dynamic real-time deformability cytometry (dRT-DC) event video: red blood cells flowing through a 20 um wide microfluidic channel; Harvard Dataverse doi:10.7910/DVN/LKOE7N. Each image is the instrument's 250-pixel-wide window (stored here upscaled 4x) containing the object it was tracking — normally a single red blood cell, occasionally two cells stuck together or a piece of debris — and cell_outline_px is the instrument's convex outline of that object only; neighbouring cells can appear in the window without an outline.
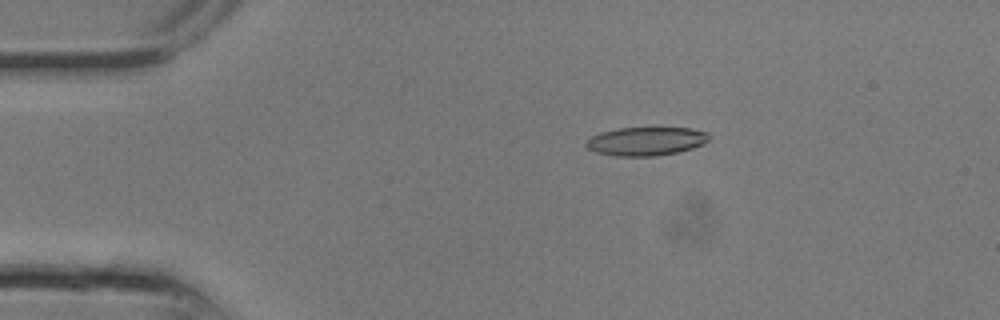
{"species": "common noctule bat (a hibernating species)", "species_latin": "Nyctalus noctula", "temperature_condition": "room temperature", "stored_images_in_passage": 7, "camera_frame_rate_fps": 3000, "um_per_image_px": 0.085, "animal": {"sex": "male", "body_mass_g": 13.3}, "frame": {"image": 1, "passage_image": 1, "time_ms": 0.0, "image_size_px": [1000, 320], "cell_outline_px": [[708, 140], [692, 148], [676, 152], [656, 156], [612, 156], [596, 152], [588, 148], [584, 144], [592, 136], [600, 132], [620, 128], [656, 124], [692, 128], [708, 132]], "centroid_in_image_um": [54.92, 11.94], "position_along_channel_um": 30.1, "area_um2": 21.33}}
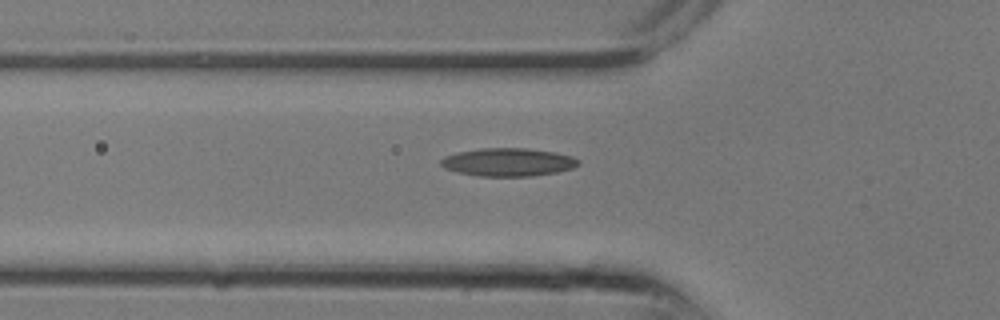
{"frame": {"image": 2, "passage_image": 5, "time_ms": 1.333, "image_size_px": [1000, 320], "cell_outline_px": [[580, 164], [572, 168], [556, 172], [532, 176], [480, 176], [456, 172], [444, 168], [440, 164], [440, 160], [444, 156], [456, 152], [480, 148], [528, 148], [556, 152], [572, 156], [580, 160]], "centroid_in_image_um": [43.18, 13.77], "position_along_channel_um": 82.6, "area_um2": 22.72}}
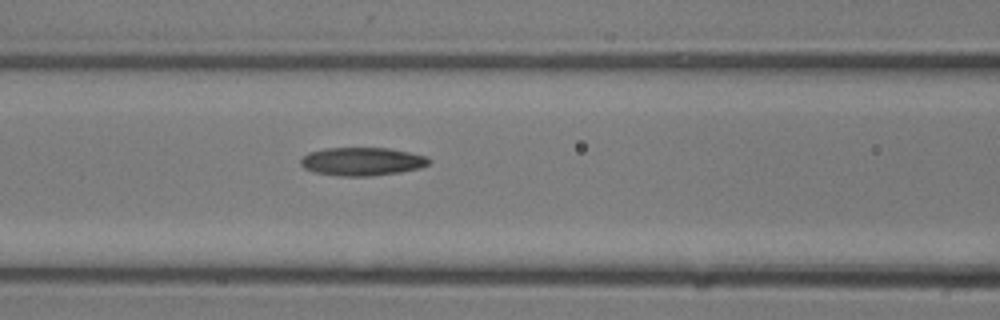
{"frame": {"image": 3, "passage_image": 7, "time_ms": 2.0, "image_size_px": [1000, 320], "cell_outline_px": [[432, 160], [428, 164], [420, 168], [400, 172], [368, 176], [340, 176], [312, 172], [304, 168], [300, 164], [300, 160], [308, 152], [324, 148], [388, 148], [428, 156]], "centroid_in_image_um": [30.76, 13.72], "position_along_channel_um": 135.8, "area_um2": 21.21}}